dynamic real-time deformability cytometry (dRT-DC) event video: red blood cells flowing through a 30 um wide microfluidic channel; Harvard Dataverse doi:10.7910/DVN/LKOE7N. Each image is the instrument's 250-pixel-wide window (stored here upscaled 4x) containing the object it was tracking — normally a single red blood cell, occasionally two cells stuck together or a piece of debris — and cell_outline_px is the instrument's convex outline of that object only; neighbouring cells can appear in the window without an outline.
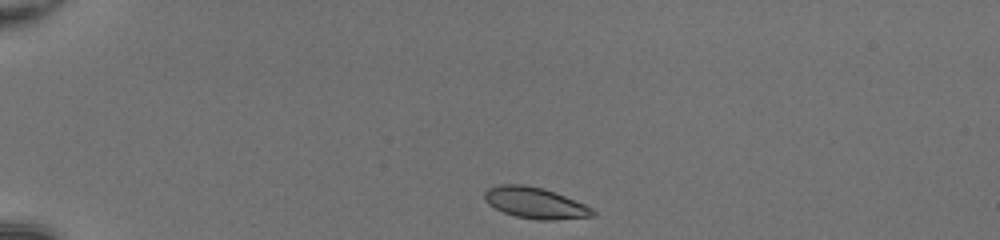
{"species": "common noctule bat (a hibernating species)", "species_latin": "Nyctalus noctula", "temperature_condition": "room temperature", "stored_images_in_passage": 39, "camera_frame_rate_fps": 3000, "um_per_image_px": 0.085, "animal": {"sex": "female", "body_mass_g": 20.0, "forearm_length_mm": 54.0}, "frame": {"image": 1, "passage_image": 1, "time_ms": 0.0, "image_size_px": [1000, 240], "cell_outline_px": [[596, 216], [556, 220], [536, 220], [516, 216], [504, 212], [488, 204], [484, 200], [484, 192], [488, 188], [500, 184], [524, 184], [544, 188], [584, 204], [592, 208], [596, 212]], "centroid_in_image_um": [45.49, 17.25], "position_along_channel_um": 39.5, "area_um2": 19.71}}
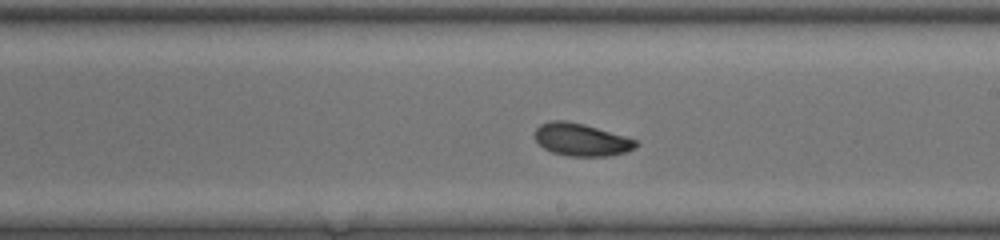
{"frame": {"image": 2, "passage_image": 20, "time_ms": 6.333, "image_size_px": [1000, 240], "cell_outline_px": [[636, 148], [624, 152], [608, 156], [568, 156], [552, 152], [544, 148], [536, 140], [536, 128], [540, 124], [548, 120], [564, 120], [584, 124], [624, 136], [636, 140]], "centroid_in_image_um": [49.38, 11.87], "position_along_channel_um": 239.6, "area_um2": 18.96}}
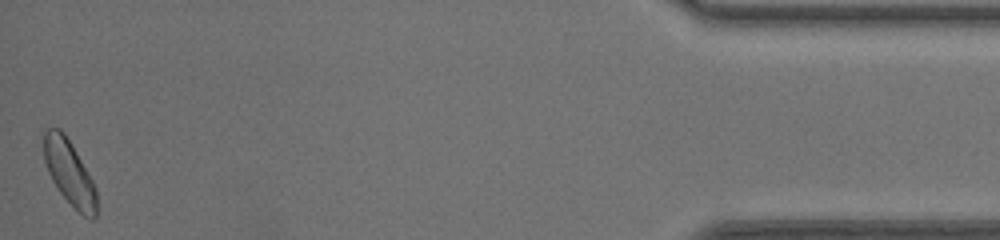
{"frame": {"image": 3, "passage_image": 39, "time_ms": 12.667, "image_size_px": [1000, 240], "cell_outline_px": [[96, 216], [92, 220], [84, 216], [60, 192], [52, 180], [48, 172], [44, 160], [40, 132], [44, 128], [60, 128], [64, 132], [76, 152], [92, 180], [96, 188]], "centroid_in_image_um": [5.83, 14.58], "position_along_channel_um": 429.4, "area_um2": 20.0}, "authors_computed_cell_mechanics": {"area_um2": 19.363, "velocity_mm_per_s": 4.1864, "shape_relaxation_time_tau1_ms": 4.0026, "shape_relaxation_time_tau2_ms": 2.8597, "deformation_change_tau1": 0.1324, "deformation_change_tau2": 0.0579}}